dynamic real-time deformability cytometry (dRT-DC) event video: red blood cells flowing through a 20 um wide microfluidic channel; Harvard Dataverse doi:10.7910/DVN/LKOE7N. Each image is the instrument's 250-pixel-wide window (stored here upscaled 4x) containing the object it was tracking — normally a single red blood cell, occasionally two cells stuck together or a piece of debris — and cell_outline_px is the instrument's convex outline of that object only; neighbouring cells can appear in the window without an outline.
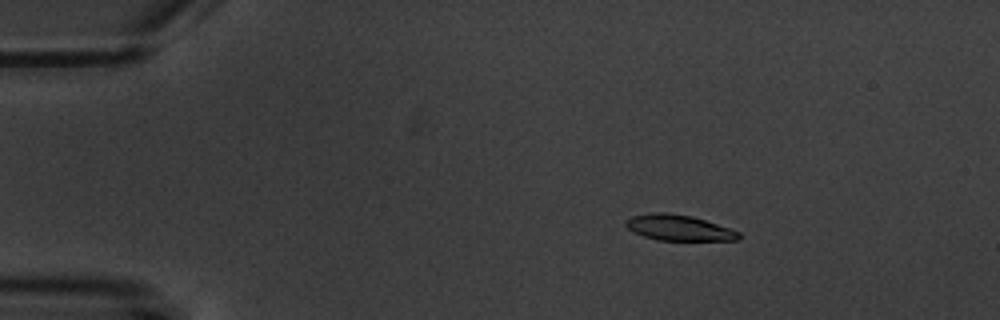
{"species": "common noctule bat (a hibernating species)", "species_latin": "Nyctalus noctula", "temperature_condition": "warm", "stored_images_in_passage": 5, "camera_frame_rate_fps": 3000, "um_per_image_px": 0.085, "animal": {"sex": "male", "body_mass_g": 20.1, "forearm_length_mm": 53.5}, "frame": {"image": 1, "passage_image": 3, "time_ms": 2.333, "image_size_px": [1000, 320], "cell_outline_px": [[740, 240], [656, 240], [644, 236], [628, 228], [624, 224], [624, 220], [632, 216], [652, 212], [668, 212], [692, 216], [740, 232]], "centroid_in_image_um": [57.66, 19.35], "position_along_channel_um": 27.3, "area_um2": 16.82}}
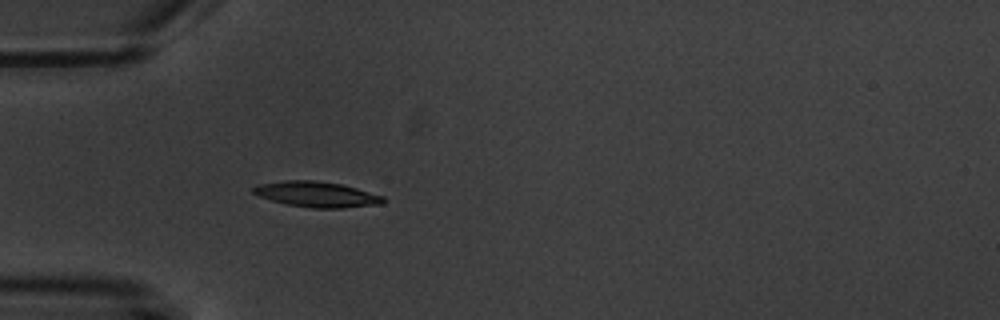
{"frame": {"image": 2, "passage_image": 5, "time_ms": 5.0, "image_size_px": [1000, 320], "cell_outline_px": [[384, 204], [340, 208], [312, 208], [288, 204], [272, 200], [260, 196], [252, 192], [252, 188], [260, 184], [284, 180], [316, 180], [340, 184], [356, 188], [384, 196]], "centroid_in_image_um": [26.94, 16.51], "position_along_channel_um": 58.1, "area_um2": 19.19}}